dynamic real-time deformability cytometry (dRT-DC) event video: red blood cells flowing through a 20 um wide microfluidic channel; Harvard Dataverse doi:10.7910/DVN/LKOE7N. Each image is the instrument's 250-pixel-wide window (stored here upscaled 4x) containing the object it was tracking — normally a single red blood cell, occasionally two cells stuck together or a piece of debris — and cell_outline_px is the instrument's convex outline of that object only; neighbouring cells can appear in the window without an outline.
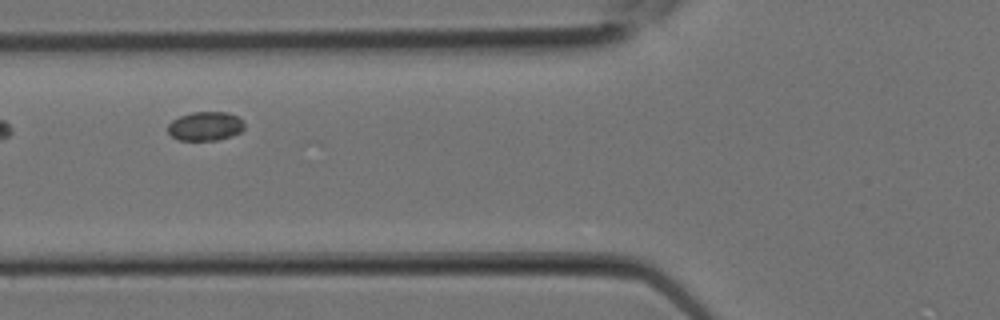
{"species": "Egyptian fruit bat (a non-hibernating species)", "species_latin": "Rousettus aegyptiacus", "temperature_condition": "room temperature", "stored_images_in_passage": 9, "camera_frame_rate_fps": 3000, "um_per_image_px": 0.085, "animal": {"sex": "female"}, "frame": {"image": 1, "passage_image": 3, "time_ms": 0.667, "image_size_px": [1000, 320], "cell_outline_px": [[244, 128], [240, 132], [232, 136], [216, 140], [180, 140], [172, 136], [168, 132], [168, 124], [172, 120], [180, 116], [192, 112], [228, 112], [236, 116], [244, 124]], "centroid_in_image_um": [17.44, 10.72], "position_along_channel_um": 108.4, "area_um2": 12.83}}